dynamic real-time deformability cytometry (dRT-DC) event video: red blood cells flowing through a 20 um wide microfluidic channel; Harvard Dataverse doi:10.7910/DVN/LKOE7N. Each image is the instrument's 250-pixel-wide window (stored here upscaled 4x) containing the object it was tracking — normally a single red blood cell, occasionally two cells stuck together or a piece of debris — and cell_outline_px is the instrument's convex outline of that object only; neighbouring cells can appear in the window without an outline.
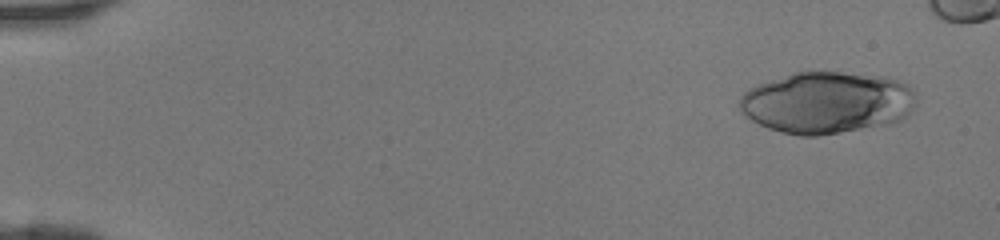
{"species": "human", "species_latin": "Homo sapiens", "temperature_condition": "room temperature", "stored_images_in_passage": 41, "camera_frame_rate_fps": 3000, "um_per_image_px": 0.085, "donor": {"sex": "female"}, "frame": {"image": 1, "passage_image": 1, "time_ms": 0.0, "image_size_px": [1000, 240], "cell_outline_px": [[916, 104], [908, 116], [892, 124], [816, 136], [800, 136], [780, 132], [768, 128], [752, 120], [740, 108], [740, 96], [744, 92], [760, 84], [792, 72], [840, 72], [884, 76], [896, 80], [904, 84], [916, 92]], "centroid_in_image_um": [70.33, 8.73], "position_along_channel_um": 14.7, "area_um2": 63.64}}